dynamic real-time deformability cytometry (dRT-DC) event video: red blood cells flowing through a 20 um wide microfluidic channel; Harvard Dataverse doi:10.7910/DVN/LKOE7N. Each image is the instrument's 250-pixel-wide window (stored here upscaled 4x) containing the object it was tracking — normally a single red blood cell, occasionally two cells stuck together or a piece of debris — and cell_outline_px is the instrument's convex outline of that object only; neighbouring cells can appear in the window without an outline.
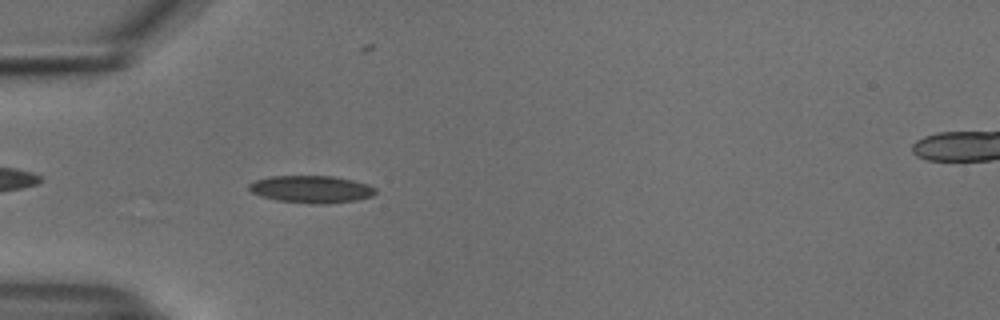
{"species": "common noctule bat (a hibernating species)", "species_latin": "Nyctalus noctula", "temperature_condition": "cold", "stored_images_in_passage": 42, "camera_frame_rate_fps": 3000, "um_per_image_px": 0.085, "animal": {"sex": "male", "body_mass_g": 18.8}, "frame": {"image": 1, "passage_image": 4, "time_ms": 1.0, "image_size_px": [1000, 320], "cell_outline_px": [[376, 192], [372, 196], [356, 200], [324, 204], [308, 204], [276, 200], [260, 196], [252, 192], [248, 188], [248, 184], [256, 180], [272, 176], [332, 176], [352, 180], [368, 184], [376, 188]], "centroid_in_image_um": [26.46, 16.09], "position_along_channel_um": 58.5, "area_um2": 20.17}}
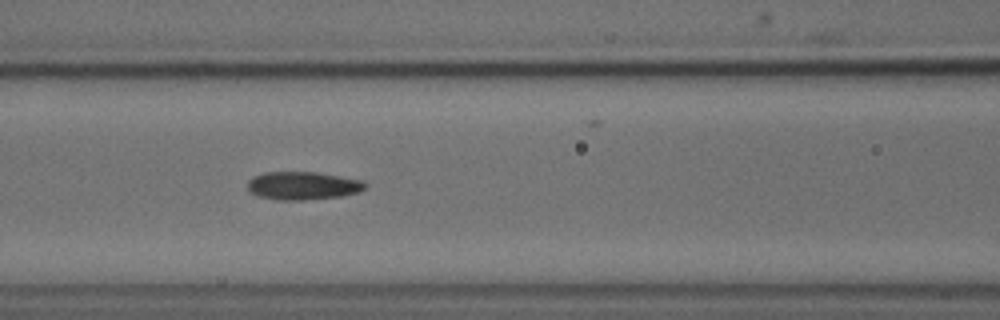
{"frame": {"image": 2, "passage_image": 11, "time_ms": 3.333, "image_size_px": [1000, 320], "cell_outline_px": [[368, 184], [360, 192], [340, 196], [304, 200], [280, 200], [256, 196], [248, 188], [248, 180], [264, 172], [316, 172], [364, 180]], "centroid_in_image_um": [25.77, 15.78], "position_along_channel_um": 140.8, "area_um2": 19.25}}
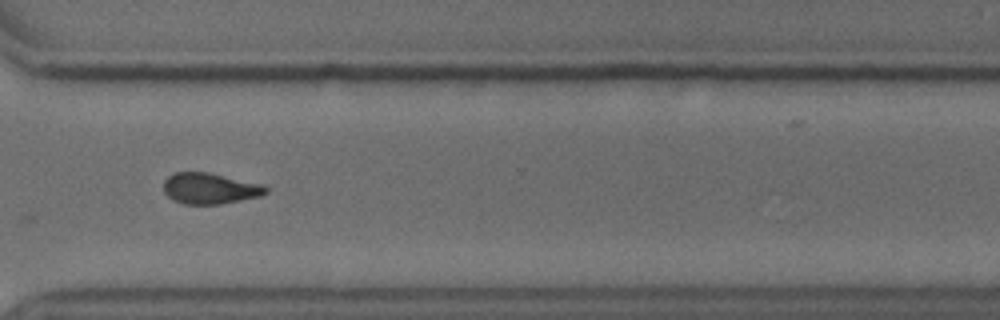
{"frame": {"image": 3, "passage_image": 28, "time_ms": 9.0, "image_size_px": [1000, 320], "cell_outline_px": [[268, 192], [260, 196], [220, 204], [184, 204], [172, 200], [164, 192], [164, 180], [168, 176], [176, 172], [208, 172], [260, 184], [268, 188]], "centroid_in_image_um": [17.81, 16.02], "position_along_channel_um": 352.8, "area_um2": 18.32}, "authors_computed_cell_mechanics": {"area_um2": 18.7561, "velocity_mm_per_s": 3.7452, "shape_relaxation_time_tau1_ms": 5.5503, "shape_relaxation_time_tau2_ms": 5.1023, "deformation_change_tau1": 0.1517, "deformation_change_tau2": 0.1154}}